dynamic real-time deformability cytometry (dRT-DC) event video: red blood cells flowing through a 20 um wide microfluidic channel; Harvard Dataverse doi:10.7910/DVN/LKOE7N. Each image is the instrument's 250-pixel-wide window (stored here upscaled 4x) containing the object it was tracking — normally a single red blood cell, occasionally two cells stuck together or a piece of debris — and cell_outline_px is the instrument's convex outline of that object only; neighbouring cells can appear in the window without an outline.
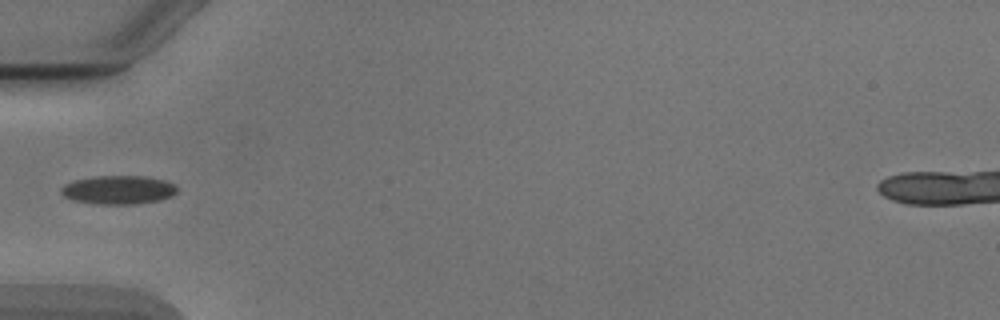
{"species": "Egyptian fruit bat (a non-hibernating species)", "species_latin": "Rousettus aegyptiacus", "temperature_condition": "cold", "stored_images_in_passage": 12, "camera_frame_rate_fps": 3000, "um_per_image_px": 0.085, "animal": {"sex": "male"}, "frame": {"image": 1, "passage_image": 1, "time_ms": 0.0, "image_size_px": [1000, 320], "cell_outline_px": [[176, 192], [172, 196], [160, 200], [136, 204], [96, 204], [72, 200], [64, 196], [60, 192], [60, 188], [64, 184], [76, 180], [96, 176], [144, 176], [164, 180], [176, 184]], "centroid_in_image_um": [10.06, 16.14], "position_along_channel_um": 74.9, "area_um2": 19.42}}
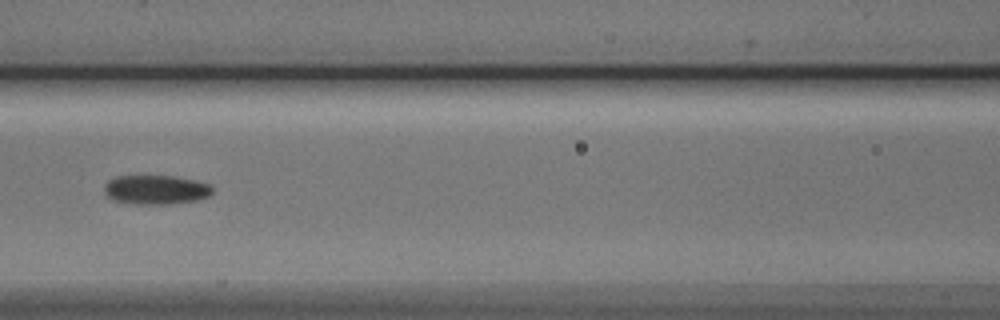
{"frame": {"image": 2, "passage_image": 7, "time_ms": 2.0, "image_size_px": [1000, 320], "cell_outline_px": [[212, 192], [208, 196], [196, 200], [172, 204], [132, 204], [112, 200], [104, 192], [104, 184], [108, 180], [116, 176], [176, 176], [196, 180], [208, 184], [212, 188]], "centroid_in_image_um": [13.22, 16.12], "position_along_channel_um": 153.4, "area_um2": 18.55}}
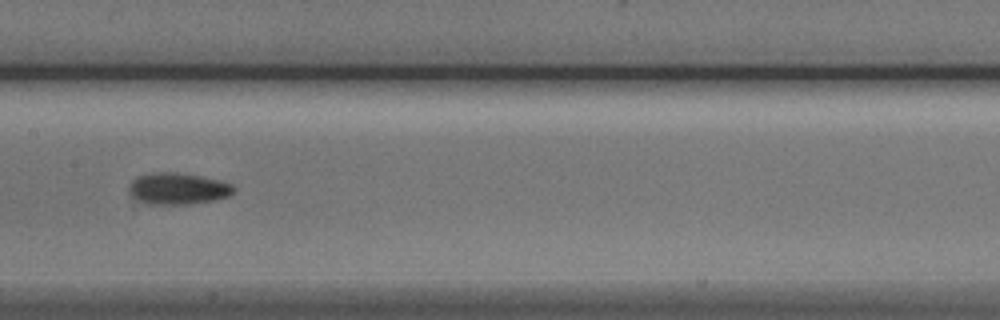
{"frame": {"image": 3, "passage_image": 10, "time_ms": 3.0, "image_size_px": [1000, 320], "cell_outline_px": [[236, 192], [228, 196], [216, 200], [188, 204], [144, 204], [132, 196], [128, 192], [128, 184], [136, 176], [160, 172], [176, 172], [200, 176], [220, 180], [232, 184], [236, 188]], "centroid_in_image_um": [15.12, 16.04], "position_along_channel_um": 192.3, "area_um2": 19.54}}